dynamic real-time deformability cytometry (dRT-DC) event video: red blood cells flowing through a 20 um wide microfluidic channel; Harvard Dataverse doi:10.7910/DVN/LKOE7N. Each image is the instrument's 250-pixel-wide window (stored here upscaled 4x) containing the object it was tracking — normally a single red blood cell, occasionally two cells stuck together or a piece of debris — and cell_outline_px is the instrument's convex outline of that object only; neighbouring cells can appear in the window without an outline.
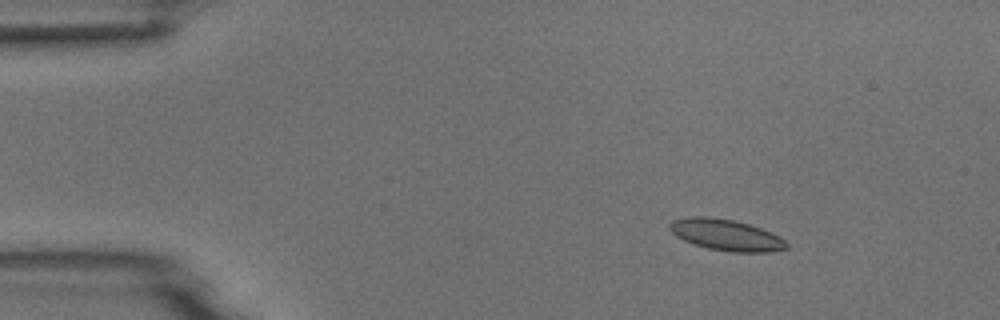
{"species": "common noctule bat (a hibernating species)", "species_latin": "Nyctalus noctula", "temperature_condition": "room temperature", "stored_images_in_passage": 6, "camera_frame_rate_fps": 3000, "um_per_image_px": 0.085, "animal": {"sex": "male", "body_mass_g": 18.8}, "frame": {"image": 1, "passage_image": 2, "time_ms": 1.333, "image_size_px": [1000, 320], "cell_outline_px": [[788, 248], [768, 252], [732, 252], [708, 248], [684, 240], [676, 236], [668, 228], [668, 224], [672, 220], [688, 216], [708, 216], [732, 220], [748, 224], [760, 228], [784, 240], [788, 244]], "centroid_in_image_um": [61.66, 19.96], "position_along_channel_um": 23.3, "area_um2": 21.04}}
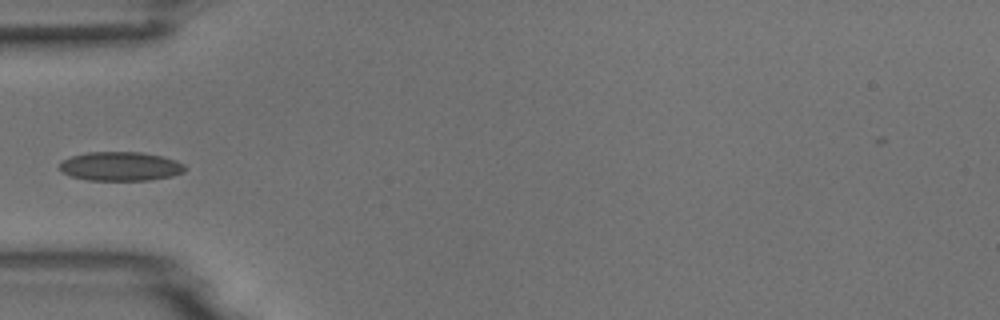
{"frame": {"image": 2, "passage_image": 5, "time_ms": 4.667, "image_size_px": [1000, 320], "cell_outline_px": [[184, 172], [172, 176], [148, 180], [88, 180], [72, 176], [64, 172], [60, 168], [60, 160], [72, 156], [88, 152], [140, 152], [160, 156], [176, 160], [184, 164]], "centroid_in_image_um": [10.24, 14.13], "position_along_channel_um": 74.8, "area_um2": 21.04}}